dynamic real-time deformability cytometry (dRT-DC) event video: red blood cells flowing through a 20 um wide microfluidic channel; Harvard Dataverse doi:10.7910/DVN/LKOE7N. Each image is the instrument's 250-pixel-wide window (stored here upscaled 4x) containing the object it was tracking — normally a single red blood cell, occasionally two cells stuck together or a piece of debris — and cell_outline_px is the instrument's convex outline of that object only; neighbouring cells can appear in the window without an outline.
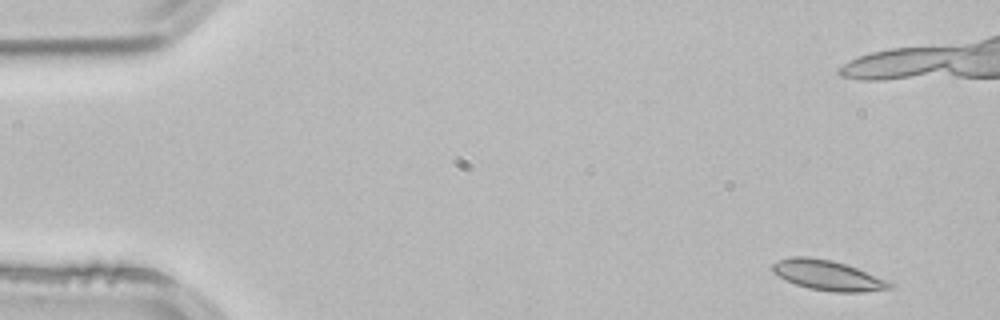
{"species": "common noctule bat (a hibernating species)", "species_latin": "Nyctalus noctula", "temperature_condition": "room temperature", "stored_images_in_passage": 4, "camera_frame_rate_fps": 3000, "um_per_image_px": 0.085, "animal": {"sex": "male", "body_mass_g": 21.5, "forearm_length_mm": 52.0}, "frame": {"image": 1, "passage_image": 1, "time_ms": 0.0, "image_size_px": [1000, 320], "cell_outline_px": [[896, 284], [892, 288], [860, 292], [836, 292], [808, 288], [784, 280], [772, 272], [772, 264], [780, 260], [792, 256], [808, 256], [832, 260], [892, 280]], "centroid_in_image_um": [70.41, 23.4], "position_along_channel_um": 14.6, "area_um2": 20.75}}